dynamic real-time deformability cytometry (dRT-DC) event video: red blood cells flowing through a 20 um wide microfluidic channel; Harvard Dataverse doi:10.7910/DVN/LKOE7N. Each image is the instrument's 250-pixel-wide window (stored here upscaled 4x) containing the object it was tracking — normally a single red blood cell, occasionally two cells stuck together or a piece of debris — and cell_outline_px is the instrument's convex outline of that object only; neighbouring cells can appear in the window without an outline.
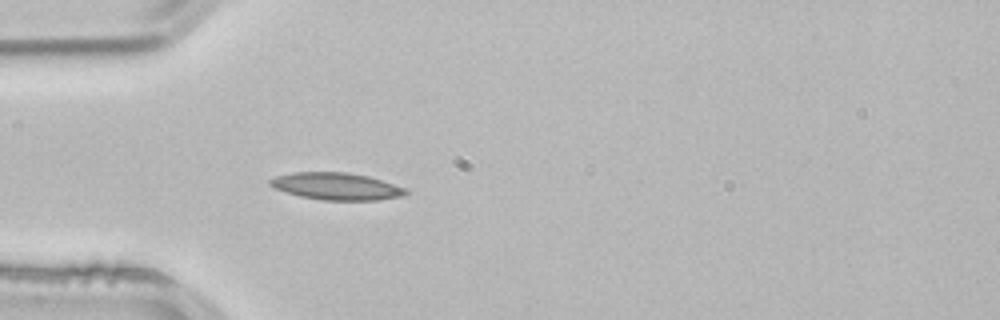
{"species": "common noctule bat (a hibernating species)", "species_latin": "Nyctalus noctula", "temperature_condition": "room temperature", "stored_images_in_passage": 3, "camera_frame_rate_fps": 3000, "um_per_image_px": 0.085, "animal": {"sex": "male", "body_mass_g": 21.5, "forearm_length_mm": 52.0}, "frame": {"image": 1, "passage_image": 3, "time_ms": 0.667, "image_size_px": [1000, 320], "cell_outline_px": [[408, 192], [404, 196], [376, 200], [324, 200], [300, 196], [276, 188], [268, 184], [268, 180], [276, 176], [292, 172], [348, 172], [368, 176], [408, 188]], "centroid_in_image_um": [28.63, 15.83], "position_along_channel_um": 56.4, "area_um2": 21.44}}